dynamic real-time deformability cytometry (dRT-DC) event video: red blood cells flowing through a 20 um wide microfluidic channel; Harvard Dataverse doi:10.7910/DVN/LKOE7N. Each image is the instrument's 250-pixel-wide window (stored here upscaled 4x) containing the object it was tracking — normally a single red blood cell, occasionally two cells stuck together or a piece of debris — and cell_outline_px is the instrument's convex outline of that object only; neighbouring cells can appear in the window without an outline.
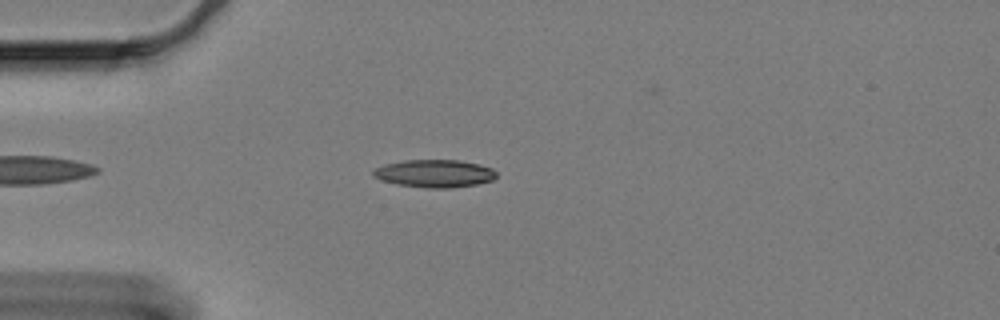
{"species": "Egyptian fruit bat (a non-hibernating species)", "species_latin": "Rousettus aegyptiacus", "temperature_condition": "cold", "stored_images_in_passage": 52, "camera_frame_rate_fps": 3000, "um_per_image_px": 0.085, "animal": {"sex": "female"}, "frame": {"image": 1, "passage_image": 7, "time_ms": 2.0, "image_size_px": [1000, 320], "cell_outline_px": [[496, 176], [492, 180], [476, 184], [452, 188], [432, 188], [396, 184], [372, 176], [372, 172], [376, 168], [384, 164], [404, 160], [460, 160], [480, 164], [492, 168], [496, 172]], "centroid_in_image_um": [36.95, 14.74], "position_along_channel_um": 48.1, "area_um2": 19.83}}
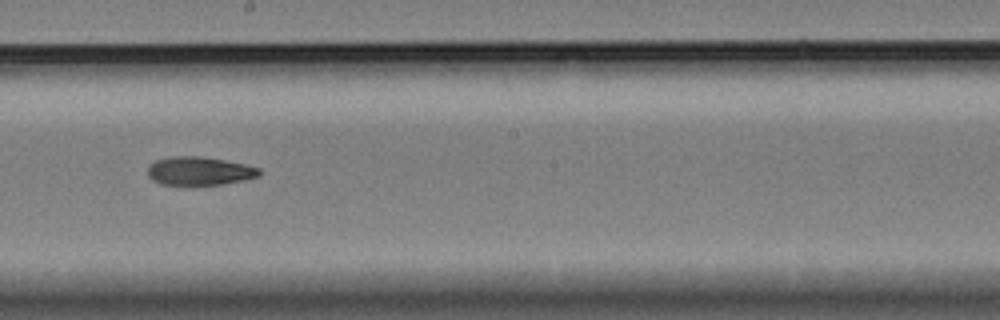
{"frame": {"image": 2, "passage_image": 25, "time_ms": 8.0, "image_size_px": [1000, 320], "cell_outline_px": [[260, 176], [244, 180], [220, 184], [160, 184], [152, 180], [148, 176], [148, 164], [156, 160], [172, 156], [204, 156], [244, 164], [260, 168]], "centroid_in_image_um": [16.93, 14.52], "position_along_channel_um": 231.3, "area_um2": 18.44}}
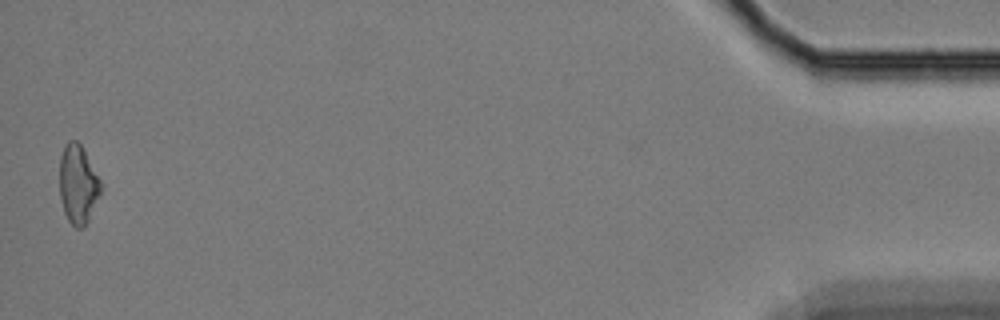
{"frame": {"image": 3, "passage_image": 51, "time_ms": 16.667, "image_size_px": [1000, 320], "cell_outline_px": [[104, 188], [88, 220], [80, 228], [76, 228], [68, 220], [64, 212], [60, 196], [60, 156], [64, 144], [68, 140], [76, 140], [80, 144], [100, 180]], "centroid_in_image_um": [6.63, 15.65], "position_along_channel_um": 428.6, "area_um2": 18.84}, "authors_computed_cell_mechanics": {"area_um2": 18.8428, "velocity_mm_per_s": 3.2879, "shape_relaxation_time_tau1_ms": null, "shape_relaxation_time_tau2_ms": 7.8146, "deformation_change_tau1": null, "deformation_change_tau2": 0.1571}}